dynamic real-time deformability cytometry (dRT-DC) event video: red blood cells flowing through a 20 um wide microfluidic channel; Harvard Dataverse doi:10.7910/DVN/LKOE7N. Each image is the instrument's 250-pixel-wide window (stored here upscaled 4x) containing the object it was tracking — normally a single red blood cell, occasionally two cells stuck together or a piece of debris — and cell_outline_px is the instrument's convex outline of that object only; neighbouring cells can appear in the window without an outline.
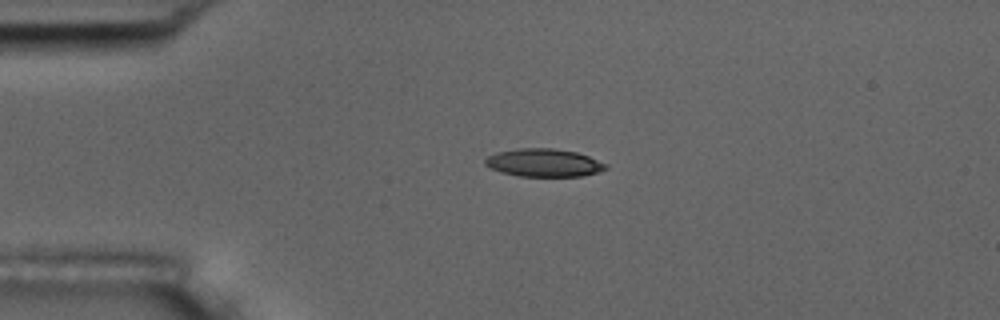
{"species": "common noctule bat (a hibernating species)", "species_latin": "Nyctalus noctula", "temperature_condition": "room temperature", "stored_images_in_passage": 3, "camera_frame_rate_fps": 3000, "um_per_image_px": 0.085, "animal": {"sex": "male", "body_mass_g": 17.5, "forearm_length_mm": 52.3}, "frame": {"image": 1, "passage_image": 1, "time_ms": 0.0, "image_size_px": [1000, 320], "cell_outline_px": [[608, 168], [600, 172], [580, 176], [520, 176], [500, 172], [488, 168], [484, 164], [484, 160], [488, 156], [496, 152], [520, 148], [552, 148], [576, 152], [588, 156], [608, 164]], "centroid_in_image_um": [46.21, 13.83], "position_along_channel_um": 38.8, "area_um2": 19.77}}